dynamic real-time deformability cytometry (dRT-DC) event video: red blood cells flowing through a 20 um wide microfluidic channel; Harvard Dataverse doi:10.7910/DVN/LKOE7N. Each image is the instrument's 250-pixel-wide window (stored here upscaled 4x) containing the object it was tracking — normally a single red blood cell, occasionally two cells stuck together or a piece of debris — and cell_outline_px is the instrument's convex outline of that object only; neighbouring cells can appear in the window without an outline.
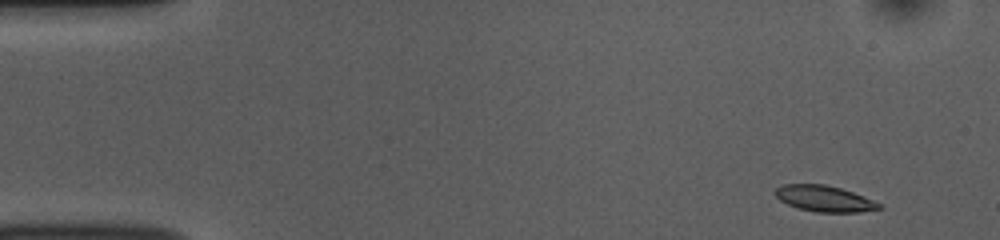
{"species": "common noctule bat (a hibernating species)", "species_latin": "Nyctalus noctula", "temperature_condition": "room temperature", "stored_images_in_passage": 49, "camera_frame_rate_fps": 3000, "um_per_image_px": 0.085, "animal": {"sex": "female", "body_mass_g": 10.0, "forearm_length_mm": 53.1}, "frame": {"image": 1, "passage_image": 1, "time_ms": 0.0, "image_size_px": [1000, 240], "cell_outline_px": [[880, 208], [860, 212], [820, 212], [800, 208], [788, 204], [780, 200], [776, 196], [776, 188], [784, 184], [824, 184], [840, 188], [864, 196], [880, 204]], "centroid_in_image_um": [70.06, 16.87], "position_along_channel_um": 14.9, "area_um2": 15.37}}
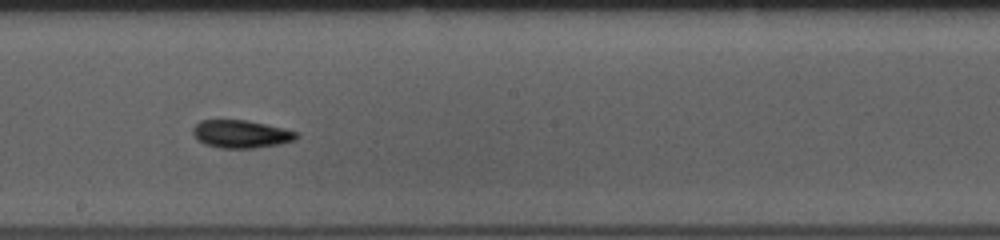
{"frame": {"image": 2, "passage_image": 26, "time_ms": 8.333, "image_size_px": [1000, 240], "cell_outline_px": [[300, 136], [296, 140], [276, 144], [252, 148], [220, 148], [204, 144], [192, 132], [192, 128], [200, 120], [248, 120], [284, 128], [296, 132]], "centroid_in_image_um": [20.49, 11.38], "position_along_channel_um": 227.7, "area_um2": 16.7}}
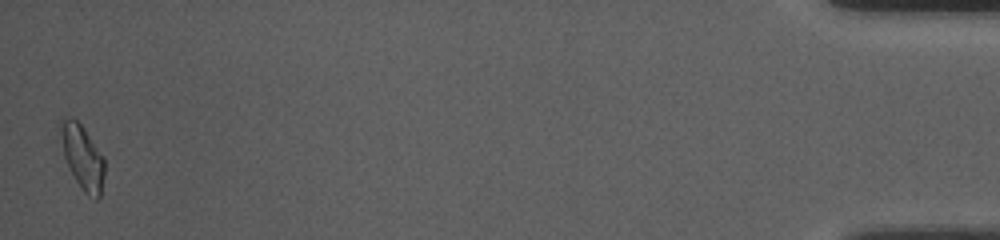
{"frame": {"image": 3, "passage_image": 49, "time_ms": 16.0, "image_size_px": [1000, 240], "cell_outline_px": [[104, 176], [100, 196], [96, 200], [88, 196], [84, 192], [76, 180], [64, 156], [60, 132], [60, 120], [68, 116], [76, 120], [84, 128], [104, 156]], "centroid_in_image_um": [7.03, 13.34], "position_along_channel_um": 428.2, "area_um2": 16.3}, "authors_computed_cell_mechanics": {"area_um2": 16.0106, "velocity_mm_per_s": 3.7951, "shape_relaxation_time_tau1_ms": 5.5103, "shape_relaxation_time_tau2_ms": 6.5528, "deformation_change_tau1": 0.1285, "deformation_change_tau2": 0.1184}}